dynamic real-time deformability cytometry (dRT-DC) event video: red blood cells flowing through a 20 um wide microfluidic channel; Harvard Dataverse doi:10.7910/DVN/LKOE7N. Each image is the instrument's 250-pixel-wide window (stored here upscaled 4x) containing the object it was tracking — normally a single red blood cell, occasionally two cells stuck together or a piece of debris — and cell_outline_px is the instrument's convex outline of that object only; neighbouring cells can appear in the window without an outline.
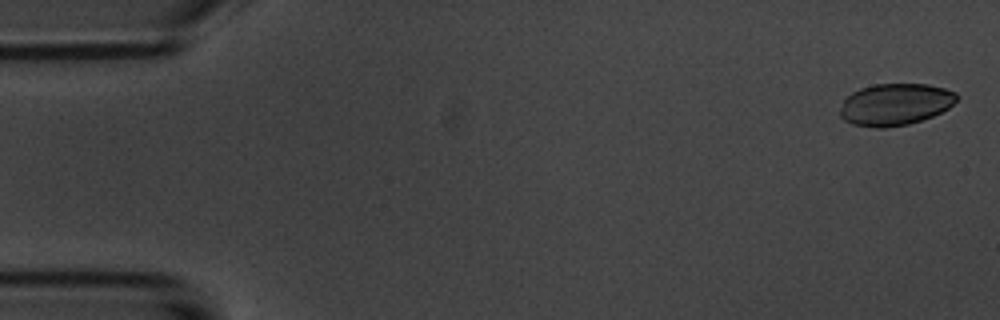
{"species": "common noctule bat (a hibernating species)", "species_latin": "Nyctalus noctula", "temperature_condition": "room temperature", "stored_images_in_passage": 5, "camera_frame_rate_fps": 3000, "um_per_image_px": 0.085, "animal": {"sex": "male", "body_mass_g": 20.1, "forearm_length_mm": 53.5}, "frame": {"image": 1, "passage_image": 1, "time_ms": 0.0, "image_size_px": [1000, 320], "cell_outline_px": [[960, 96], [948, 108], [932, 116], [908, 124], [884, 128], [876, 128], [852, 124], [844, 120], [840, 116], [840, 108], [844, 100], [852, 92], [860, 88], [876, 84], [928, 84], [944, 88], [956, 92]], "centroid_in_image_um": [76.09, 8.87], "position_along_channel_um": 8.9, "area_um2": 28.44}}